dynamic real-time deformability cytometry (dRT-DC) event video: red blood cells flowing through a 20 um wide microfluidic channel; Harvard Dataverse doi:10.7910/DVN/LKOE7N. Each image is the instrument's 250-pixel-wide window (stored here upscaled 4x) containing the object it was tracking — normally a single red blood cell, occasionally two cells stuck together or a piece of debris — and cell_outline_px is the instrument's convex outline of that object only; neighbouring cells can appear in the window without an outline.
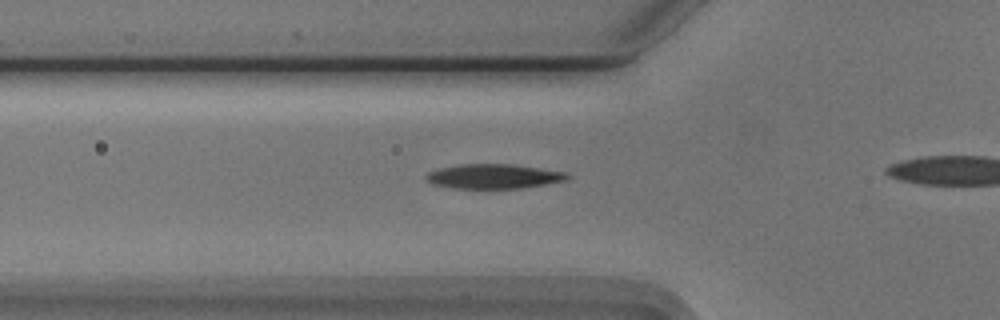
{"species": "Egyptian fruit bat (a non-hibernating species)", "species_latin": "Rousettus aegyptiacus", "temperature_condition": "cold", "stored_images_in_passage": 31, "camera_frame_rate_fps": 3000, "um_per_image_px": 0.085, "animal": {"sex": "male"}, "frame": {"image": 1, "passage_image": 6, "time_ms": 1.667, "image_size_px": [1000, 320], "cell_outline_px": [[572, 176], [568, 180], [524, 188], [452, 188], [432, 184], [424, 180], [424, 176], [428, 172], [440, 168], [460, 164], [512, 164], [540, 168], [564, 172]], "centroid_in_image_um": [41.95, 14.99], "position_along_channel_um": 83.9, "area_um2": 20.35}}
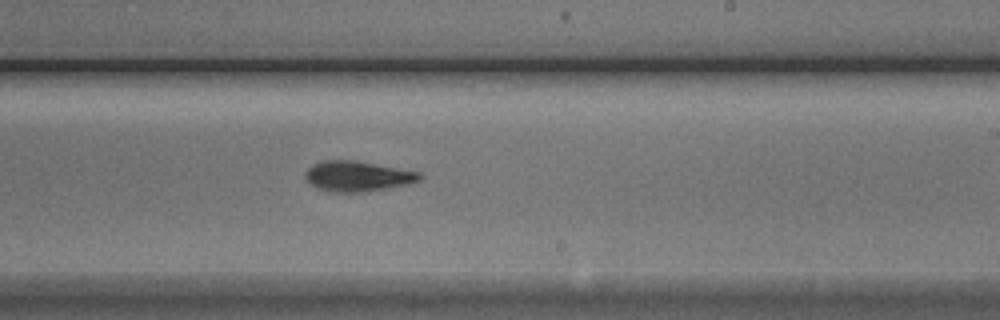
{"frame": {"image": 2, "passage_image": 20, "time_ms": 6.333, "image_size_px": [1000, 320], "cell_outline_px": [[424, 176], [420, 180], [408, 184], [392, 188], [364, 192], [328, 192], [316, 188], [308, 184], [304, 180], [304, 172], [312, 164], [324, 160], [352, 160], [424, 172]], "centroid_in_image_um": [30.39, 14.99], "position_along_channel_um": 258.6, "area_um2": 20.81}}
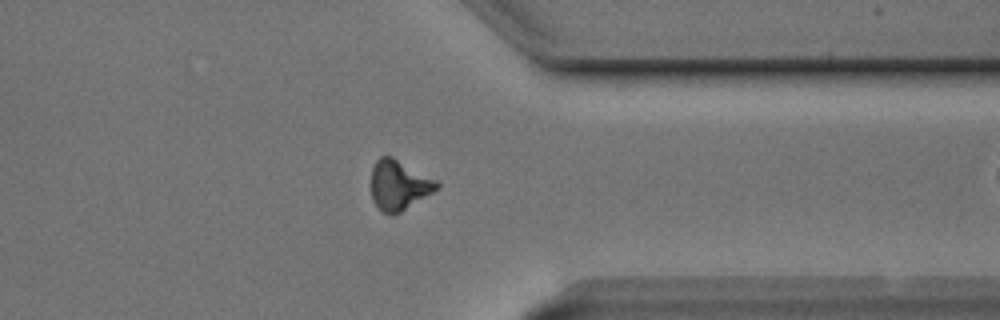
{"frame": {"image": 3, "passage_image": 30, "time_ms": 9.667, "image_size_px": [1000, 320], "cell_outline_px": [[440, 184], [432, 192], [400, 212], [392, 216], [384, 212], [372, 200], [372, 168], [376, 160], [380, 156], [392, 156], [440, 180]], "centroid_in_image_um": [33.93, 15.7], "position_along_channel_um": 377.5, "area_um2": 19.07}}